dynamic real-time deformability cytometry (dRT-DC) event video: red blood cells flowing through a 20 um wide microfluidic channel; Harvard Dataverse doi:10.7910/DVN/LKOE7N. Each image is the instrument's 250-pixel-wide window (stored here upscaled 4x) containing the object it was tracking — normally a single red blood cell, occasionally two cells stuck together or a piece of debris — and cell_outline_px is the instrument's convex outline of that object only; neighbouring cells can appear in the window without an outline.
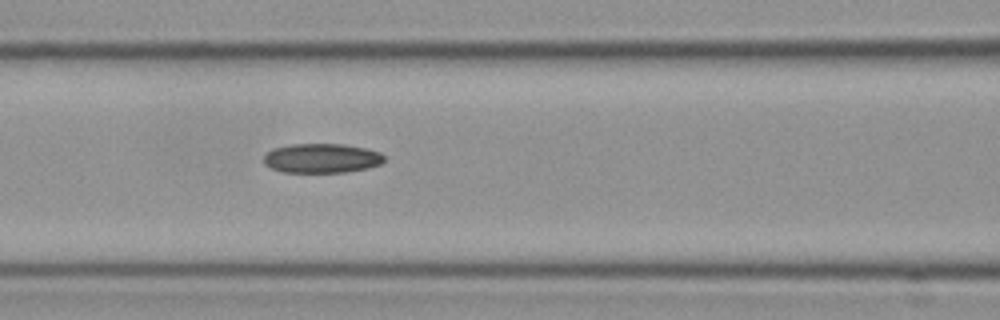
{"species": "Egyptian fruit bat (a non-hibernating species)", "species_latin": "Rousettus aegyptiacus", "temperature_condition": "cold", "stored_images_in_passage": 10, "segment_of_instrument_passage": [1, 2], "camera_frame_rate_fps": 3000, "um_per_image_px": 0.085, "frame": {"image": 1, "passage_image": 9, "time_ms": 2.667, "image_size_px": [1000, 320], "cell_outline_px": [[384, 160], [380, 164], [368, 168], [344, 172], [284, 172], [272, 168], [264, 164], [264, 156], [272, 148], [292, 144], [344, 144], [364, 148], [380, 152], [384, 156]], "centroid_in_image_um": [27.34, 13.44], "position_along_channel_um": 139.3, "area_um2": 20.58}}